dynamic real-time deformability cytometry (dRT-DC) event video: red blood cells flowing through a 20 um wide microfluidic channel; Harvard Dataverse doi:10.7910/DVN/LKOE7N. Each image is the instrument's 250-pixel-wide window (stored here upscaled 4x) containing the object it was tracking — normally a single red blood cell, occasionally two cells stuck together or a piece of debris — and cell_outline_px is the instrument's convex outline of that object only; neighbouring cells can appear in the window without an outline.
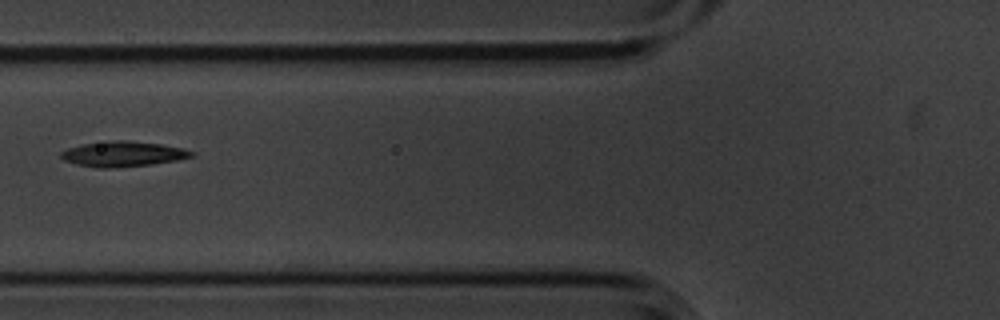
{"species": "common noctule bat (a hibernating species)", "species_latin": "Nyctalus noctula", "temperature_condition": "cold", "stored_images_in_passage": 10, "camera_frame_rate_fps": 3000, "um_per_image_px": 0.085, "animal": {"sex": "male", "body_mass_g": 20.1, "forearm_length_mm": 53.5}, "frame": {"image": 1, "passage_image": 6, "time_ms": 1.667, "image_size_px": [1000, 320], "cell_outline_px": [[196, 156], [176, 160], [152, 164], [116, 168], [96, 168], [76, 164], [64, 160], [60, 156], [60, 152], [68, 148], [80, 144], [116, 140], [128, 140], [160, 144], [184, 148], [196, 152]], "centroid_in_image_um": [10.47, 13.09], "position_along_channel_um": 115.3, "area_um2": 19.42}}
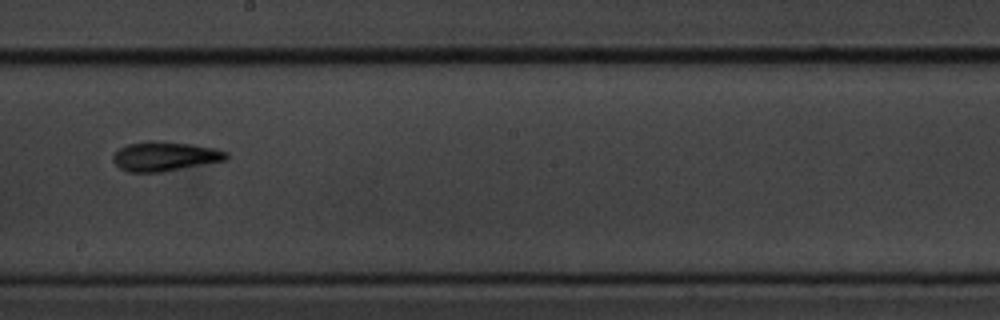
{"frame": {"image": 2, "passage_image": 9, "time_ms": 2.667, "image_size_px": [1000, 320], "cell_outline_px": [[228, 160], [164, 172], [128, 172], [120, 168], [112, 160], [112, 156], [120, 148], [128, 144], [148, 140], [192, 144], [216, 148], [228, 152]], "centroid_in_image_um": [14.04, 13.29], "position_along_channel_um": 234.2, "area_um2": 19.59}}
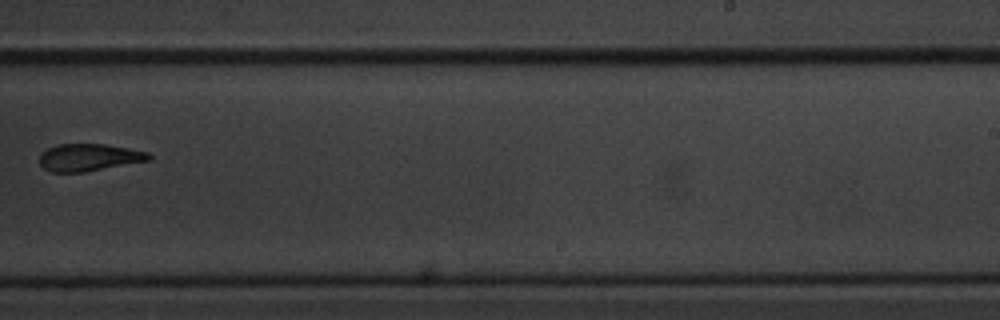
{"frame": {"image": 3, "passage_image": 10, "time_ms": 3.0, "image_size_px": [1000, 320], "cell_outline_px": [[152, 160], [84, 172], [52, 172], [44, 168], [40, 164], [40, 152], [56, 144], [104, 144], [128, 148], [148, 152], [152, 156]], "centroid_in_image_um": [7.57, 13.38], "position_along_channel_um": 281.4, "area_um2": 17.46}}